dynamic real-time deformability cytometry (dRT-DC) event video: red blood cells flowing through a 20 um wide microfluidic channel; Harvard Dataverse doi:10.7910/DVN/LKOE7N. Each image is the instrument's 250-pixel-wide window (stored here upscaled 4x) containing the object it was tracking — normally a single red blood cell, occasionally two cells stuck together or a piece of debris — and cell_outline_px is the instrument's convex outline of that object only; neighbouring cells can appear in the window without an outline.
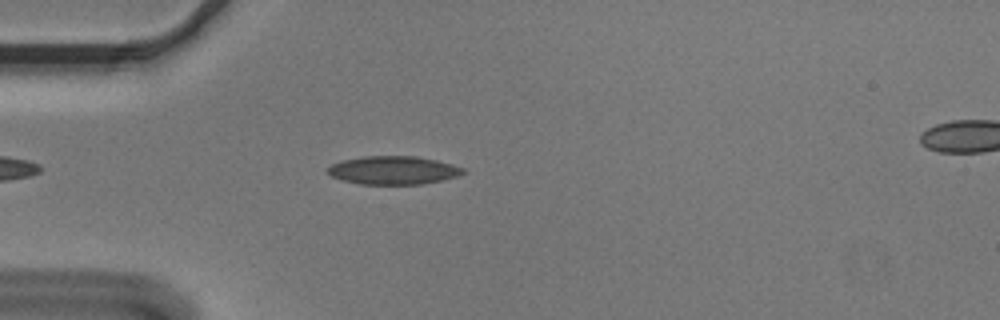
{"species": "Egyptian fruit bat (a non-hibernating species)", "species_latin": "Rousettus aegyptiacus", "temperature_condition": "cold", "stored_images_in_passage": 4, "camera_frame_rate_fps": 3000, "um_per_image_px": 0.085, "animal": {"sex": "male"}, "frame": {"image": 1, "passage_image": 3, "time_ms": 0.667, "image_size_px": [1000, 320], "cell_outline_px": [[468, 172], [456, 176], [440, 180], [420, 184], [360, 184], [344, 180], [332, 176], [328, 172], [328, 168], [332, 164], [340, 160], [364, 156], [416, 156], [436, 160], [452, 164], [464, 168]], "centroid_in_image_um": [33.44, 14.46], "position_along_channel_um": 51.6, "area_um2": 22.2}}